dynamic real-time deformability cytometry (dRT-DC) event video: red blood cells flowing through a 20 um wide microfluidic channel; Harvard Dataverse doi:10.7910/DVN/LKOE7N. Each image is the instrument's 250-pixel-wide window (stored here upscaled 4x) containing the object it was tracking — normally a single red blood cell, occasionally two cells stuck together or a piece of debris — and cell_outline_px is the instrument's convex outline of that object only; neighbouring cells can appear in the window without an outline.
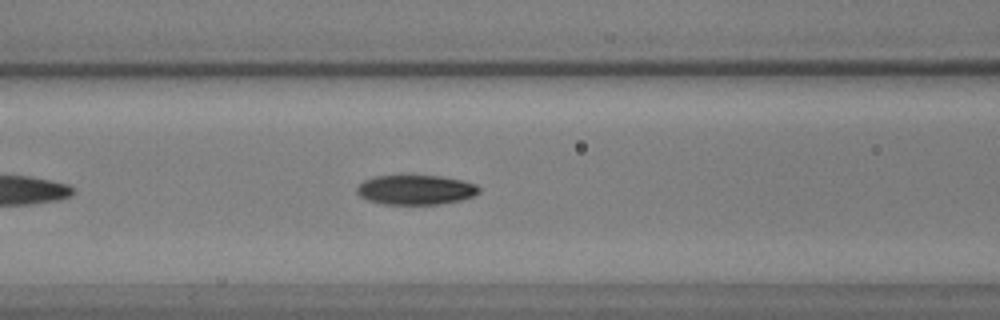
{"species": "common noctule bat (a hibernating species)", "species_latin": "Nyctalus noctula", "temperature_condition": "warm", "stored_images_in_passage": 44, "camera_frame_rate_fps": 3000, "um_per_image_px": 0.085, "animal": {"sex": "male", "body_mass_g": 17.9, "forearm_length_mm": 54.2}, "frame": {"image": 1, "passage_image": 10, "time_ms": 3.0, "image_size_px": [1000, 320], "cell_outline_px": [[480, 192], [472, 196], [460, 200], [440, 204], [384, 204], [368, 200], [360, 196], [356, 192], [356, 188], [364, 180], [376, 176], [440, 176], [464, 180], [476, 184], [480, 188]], "centroid_in_image_um": [35.35, 16.13], "position_along_channel_um": 131.3, "area_um2": 21.04}}
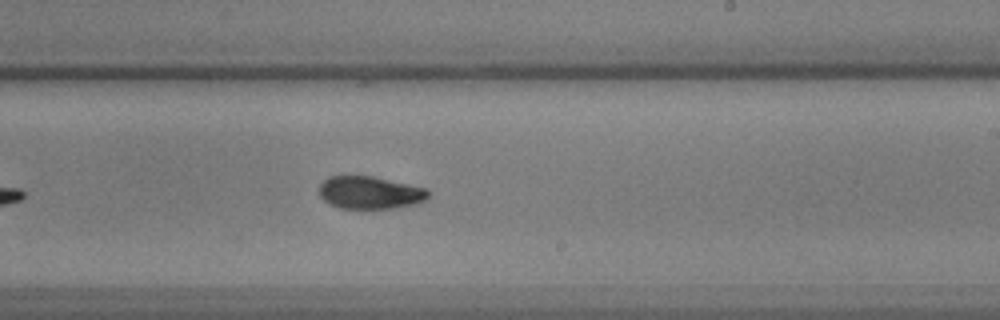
{"frame": {"image": 2, "passage_image": 21, "time_ms": 6.667, "image_size_px": [1000, 320], "cell_outline_px": [[428, 200], [416, 204], [396, 208], [340, 208], [324, 200], [320, 196], [320, 184], [328, 176], [372, 176], [424, 188], [428, 192]], "centroid_in_image_um": [31.45, 16.38], "position_along_channel_um": 257.6, "area_um2": 20.52}}
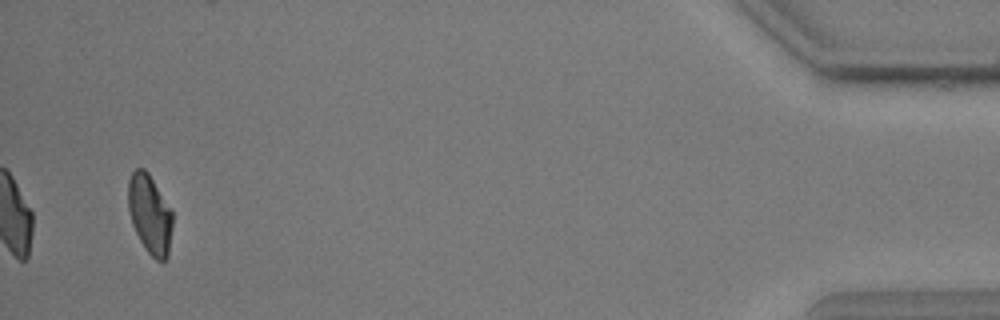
{"frame": {"image": 3, "passage_image": 42, "time_ms": 13.667, "image_size_px": [1000, 320], "cell_outline_px": [[172, 228], [168, 256], [164, 260], [156, 260], [144, 248], [132, 224], [128, 208], [128, 180], [132, 172], [136, 168], [144, 168], [148, 172], [172, 212]], "centroid_in_image_um": [12.72, 18.2], "position_along_channel_um": 422.5, "area_um2": 20.29}}